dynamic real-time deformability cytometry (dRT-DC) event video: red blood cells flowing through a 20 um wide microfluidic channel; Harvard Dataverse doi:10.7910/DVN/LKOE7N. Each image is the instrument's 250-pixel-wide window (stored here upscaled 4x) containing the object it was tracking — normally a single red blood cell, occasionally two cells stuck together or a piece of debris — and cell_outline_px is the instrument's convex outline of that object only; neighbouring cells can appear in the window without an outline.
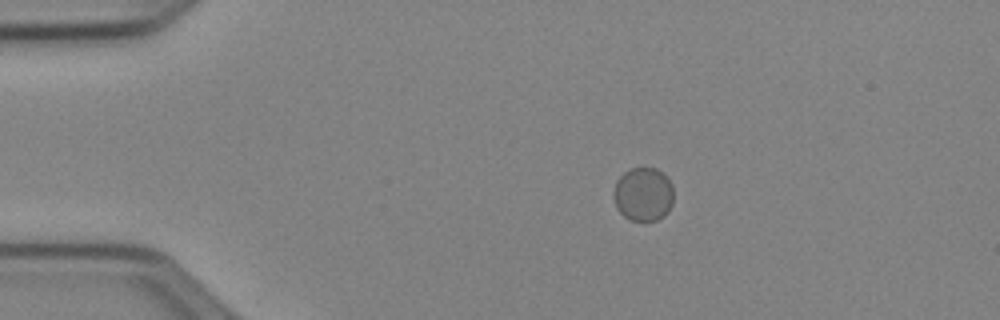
{"species": "Egyptian fruit bat (a non-hibernating species)", "species_latin": "Rousettus aegyptiacus", "temperature_condition": "cold", "stored_images_in_passage": 43, "camera_frame_rate_fps": 3000, "um_per_image_px": 0.085, "animal": {"sex": "female"}, "frame": {"image": 1, "passage_image": 1, "time_ms": 0.0, "image_size_px": [1000, 320], "cell_outline_px": [[672, 204], [668, 212], [664, 216], [656, 220], [628, 220], [616, 208], [612, 196], [612, 192], [616, 180], [628, 168], [656, 168], [672, 184]], "centroid_in_image_um": [54.63, 16.51], "position_along_channel_um": 30.4, "area_um2": 18.9}}
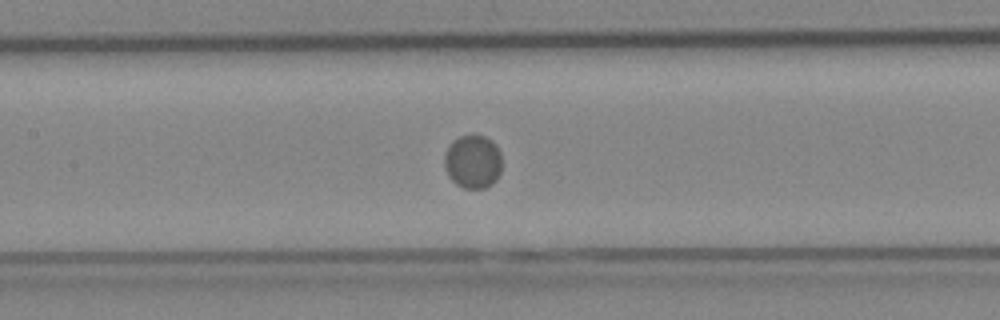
{"frame": {"image": 2, "passage_image": 16, "time_ms": 5.0, "image_size_px": [1000, 320], "cell_outline_px": [[500, 172], [496, 180], [492, 184], [484, 188], [464, 188], [456, 184], [448, 176], [444, 164], [444, 152], [448, 144], [452, 140], [460, 136], [484, 136], [492, 140], [496, 144], [500, 152]], "centroid_in_image_um": [40.17, 13.73], "position_along_channel_um": 167.2, "area_um2": 18.03}}
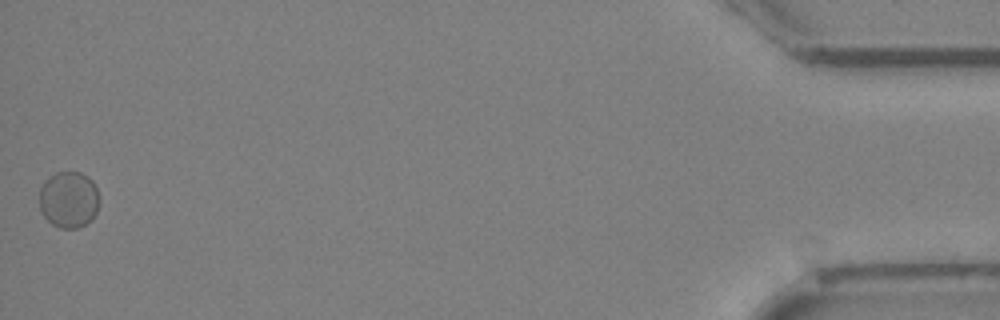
{"frame": {"image": 3, "passage_image": 43, "time_ms": 14.0, "image_size_px": [1000, 320], "cell_outline_px": [[100, 200], [96, 212], [84, 224], [76, 228], [60, 228], [52, 224], [40, 212], [40, 188], [44, 180], [48, 176], [56, 172], [80, 172], [88, 176], [92, 180], [96, 188]], "centroid_in_image_um": [5.82, 16.94], "position_along_channel_um": 429.4, "area_um2": 19.77}}